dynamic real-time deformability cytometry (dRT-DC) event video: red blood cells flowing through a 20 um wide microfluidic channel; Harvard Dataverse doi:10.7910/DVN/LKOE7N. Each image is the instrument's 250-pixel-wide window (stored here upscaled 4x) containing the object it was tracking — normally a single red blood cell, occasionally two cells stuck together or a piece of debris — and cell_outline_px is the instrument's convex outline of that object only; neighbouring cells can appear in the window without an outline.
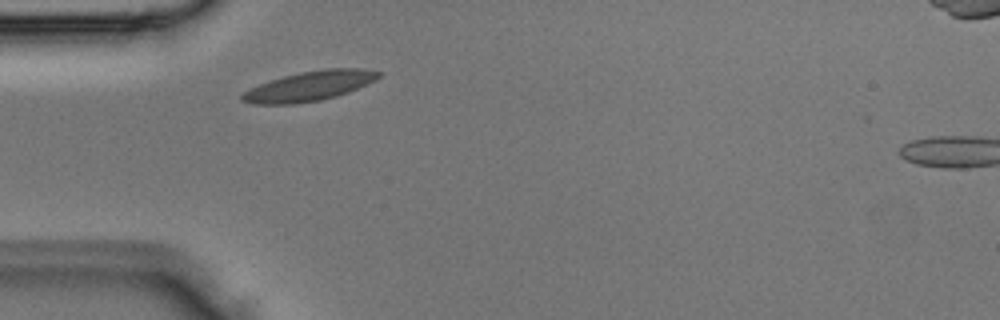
{"species": "Egyptian fruit bat (a non-hibernating species)", "species_latin": "Rousettus aegyptiacus", "temperature_condition": "room temperature", "stored_images_in_passage": 1, "camera_frame_rate_fps": 3000, "um_per_image_px": 0.085, "animal": {"sex": "male"}, "frame": {"image": 1, "passage_image": 1, "time_ms": 0.0, "image_size_px": [1000, 320], "cell_outline_px": [[380, 76], [376, 80], [348, 92], [336, 96], [320, 100], [292, 104], [252, 104], [240, 100], [240, 96], [244, 92], [260, 84], [284, 76], [300, 72], [324, 68], [364, 68], [380, 72]], "centroid_in_image_um": [26.32, 7.31], "position_along_channel_um": 58.7, "area_um2": 23.47}}